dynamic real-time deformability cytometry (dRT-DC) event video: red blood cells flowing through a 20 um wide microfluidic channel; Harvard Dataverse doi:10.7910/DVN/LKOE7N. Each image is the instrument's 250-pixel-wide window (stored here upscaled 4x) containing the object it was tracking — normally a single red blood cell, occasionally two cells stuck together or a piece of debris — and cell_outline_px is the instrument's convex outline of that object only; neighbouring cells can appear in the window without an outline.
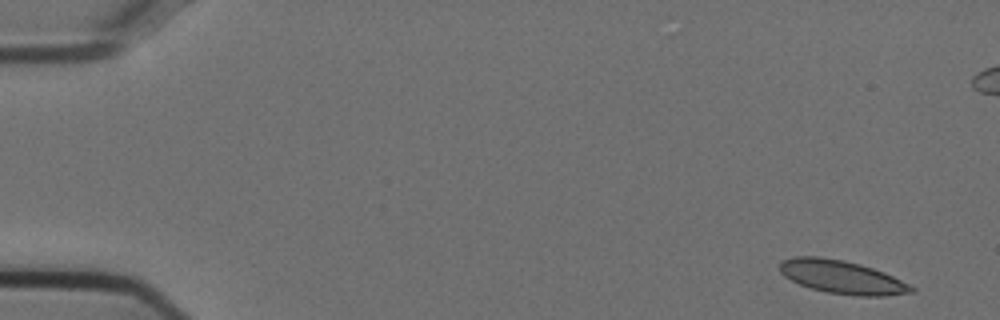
{"species": "Egyptian fruit bat (a non-hibernating species)", "species_latin": "Rousettus aegyptiacus", "temperature_condition": "cold", "stored_images_in_passage": 53, "camera_frame_rate_fps": 3000, "um_per_image_px": 0.085, "animal": {"sex": "female"}, "frame": {"image": 1, "passage_image": 1, "time_ms": 0.0, "image_size_px": [1000, 320], "cell_outline_px": [[916, 292], [884, 296], [856, 296], [828, 292], [812, 288], [800, 284], [784, 276], [780, 272], [780, 264], [784, 260], [796, 256], [820, 256], [844, 260], [860, 264], [884, 272], [916, 288]], "centroid_in_image_um": [71.59, 23.55], "position_along_channel_um": 13.4, "area_um2": 25.37}}
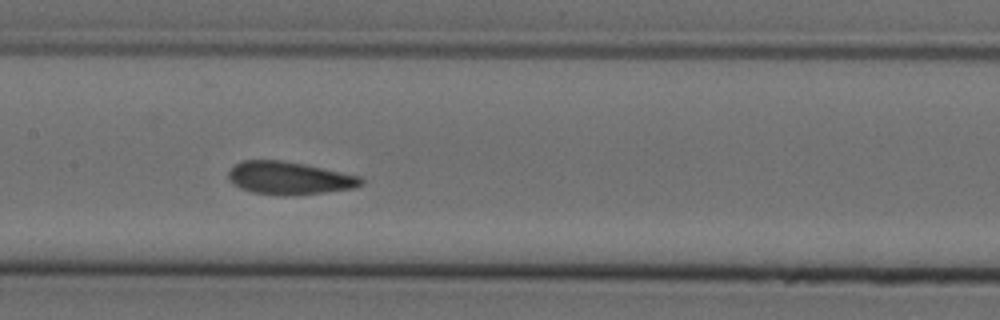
{"frame": {"image": 2, "passage_image": 25, "time_ms": 8.0, "image_size_px": [1000, 320], "cell_outline_px": [[364, 184], [352, 188], [324, 192], [284, 196], [252, 192], [240, 188], [232, 184], [228, 180], [228, 172], [240, 160], [280, 160], [304, 164], [360, 176], [364, 180]], "centroid_in_image_um": [24.55, 15.14], "position_along_channel_um": 182.8, "area_um2": 25.32}}
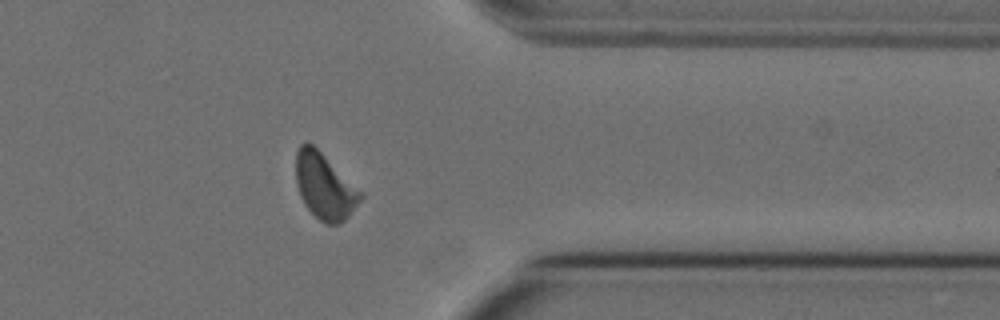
{"frame": {"image": 3, "passage_image": 42, "time_ms": 13.667, "image_size_px": [1000, 320], "cell_outline_px": [[364, 196], [352, 212], [340, 224], [324, 224], [304, 204], [300, 196], [296, 184], [296, 152], [300, 144], [312, 144], [364, 192]], "centroid_in_image_um": [27.62, 15.85], "position_along_channel_um": 383.8, "area_um2": 24.8}, "authors_computed_cell_mechanics": {"area_um2": 25.3164, "velocity_mm_per_s": 3.7218, "shape_relaxation_time_tau1_ms": 8.2442, "shape_relaxation_time_tau2_ms": 1.2682, "deformation_change_tau1": 0.1472, "deformation_change_tau2": 0.0553}}